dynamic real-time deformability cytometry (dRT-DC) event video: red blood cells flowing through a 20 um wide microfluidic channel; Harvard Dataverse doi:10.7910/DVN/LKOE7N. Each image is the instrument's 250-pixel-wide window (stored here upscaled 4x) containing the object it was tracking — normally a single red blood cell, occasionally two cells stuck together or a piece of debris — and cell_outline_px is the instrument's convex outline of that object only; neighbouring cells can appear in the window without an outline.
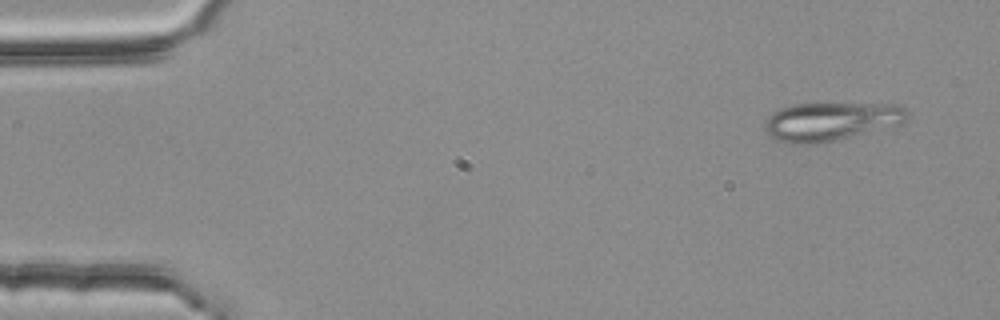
{"species": "common noctule bat (a hibernating species)", "species_latin": "Nyctalus noctula", "temperature_condition": "room temperature", "stored_images_in_passage": 5, "camera_frame_rate_fps": 3000, "um_per_image_px": 0.085, "animal": {"sex": "female", "body_mass_g": 25.1}, "frame": {"image": 1, "passage_image": 1, "time_ms": 0.0, "image_size_px": [1000, 320], "cell_outline_px": [[908, 120], [904, 124], [836, 140], [816, 144], [792, 144], [780, 140], [772, 136], [764, 128], [764, 124], [768, 116], [772, 112], [780, 108], [792, 104], [892, 104], [904, 108], [908, 112]], "centroid_in_image_um": [70.66, 10.32], "position_along_channel_um": 14.3, "area_um2": 31.96}}